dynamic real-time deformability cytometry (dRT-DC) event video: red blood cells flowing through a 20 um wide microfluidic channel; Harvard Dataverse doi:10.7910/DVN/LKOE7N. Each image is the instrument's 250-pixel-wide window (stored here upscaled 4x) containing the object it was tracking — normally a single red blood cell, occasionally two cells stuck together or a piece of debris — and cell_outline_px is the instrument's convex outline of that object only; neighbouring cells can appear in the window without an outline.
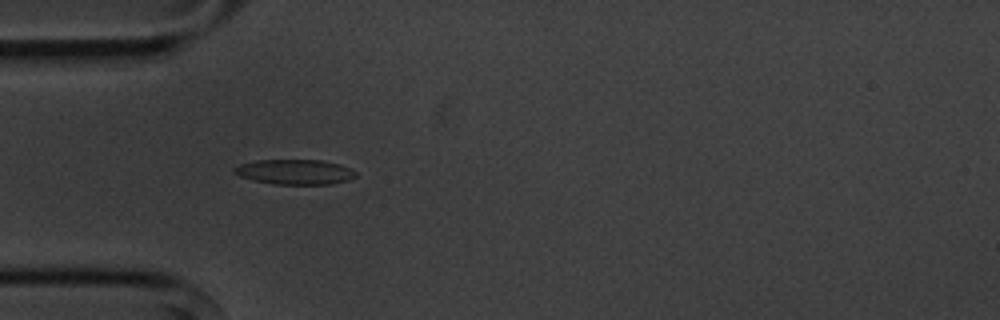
{"species": "common noctule bat (a hibernating species)", "species_latin": "Nyctalus noctula", "temperature_condition": "cold", "stored_images_in_passage": 5, "camera_frame_rate_fps": 3000, "um_per_image_px": 0.085, "animal": {"sex": "male", "body_mass_g": 20.1, "forearm_length_mm": 53.5}, "frame": {"image": 1, "passage_image": 4, "time_ms": 3.667, "image_size_px": [1000, 320], "cell_outline_px": [[356, 176], [348, 180], [332, 184], [276, 184], [252, 180], [240, 176], [232, 172], [232, 168], [240, 164], [256, 160], [320, 160], [340, 164], [352, 168], [356, 172]], "centroid_in_image_um": [25.06, 14.61], "position_along_channel_um": 59.9, "area_um2": 17.8}}
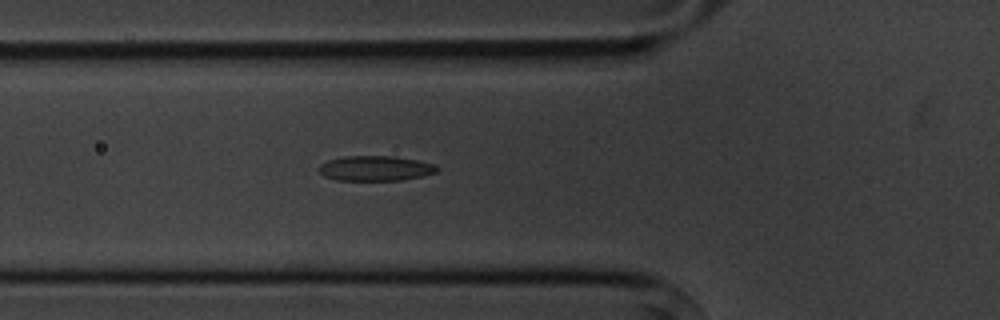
{"frame": {"image": 2, "passage_image": 5, "time_ms": 4.667, "image_size_px": [1000, 320], "cell_outline_px": [[440, 172], [400, 180], [336, 180], [324, 176], [320, 172], [320, 164], [328, 160], [344, 156], [396, 156], [416, 160], [432, 164], [440, 168]], "centroid_in_image_um": [31.92, 14.3], "position_along_channel_um": 93.9, "area_um2": 17.17}}